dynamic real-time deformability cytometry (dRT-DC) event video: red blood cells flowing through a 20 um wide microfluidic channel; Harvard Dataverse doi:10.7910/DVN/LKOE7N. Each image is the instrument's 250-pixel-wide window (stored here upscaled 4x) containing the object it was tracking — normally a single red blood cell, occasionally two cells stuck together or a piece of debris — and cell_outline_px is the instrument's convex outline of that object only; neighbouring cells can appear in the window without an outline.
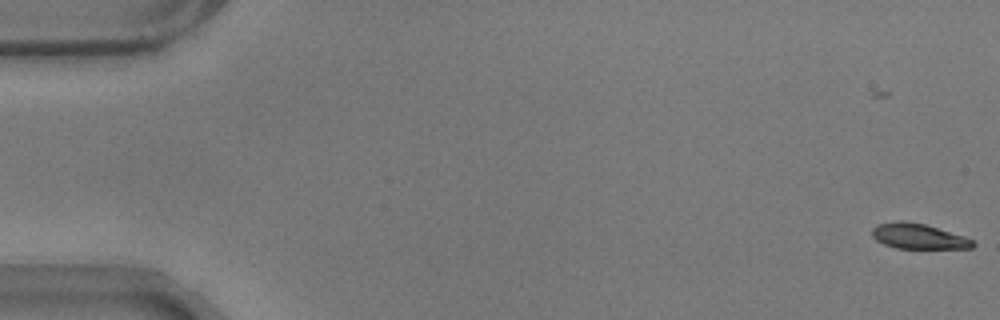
{"species": "common noctule bat (a hibernating species)", "species_latin": "Nyctalus noctula", "temperature_condition": "warm", "stored_images_in_passage": 59, "camera_frame_rate_fps": 3000, "um_per_image_px": 0.085, "animal": {"sex": "male", "body_mass_g": 17.9}, "frame": {"image": 1, "passage_image": 1, "time_ms": 0.0, "image_size_px": [1000, 320], "cell_outline_px": [[976, 244], [972, 248], [896, 248], [884, 244], [876, 240], [872, 236], [872, 228], [876, 224], [900, 220], [924, 224], [964, 236], [972, 240]], "centroid_in_image_um": [78.03, 20.08], "position_along_channel_um": 7.0, "area_um2": 14.74}}
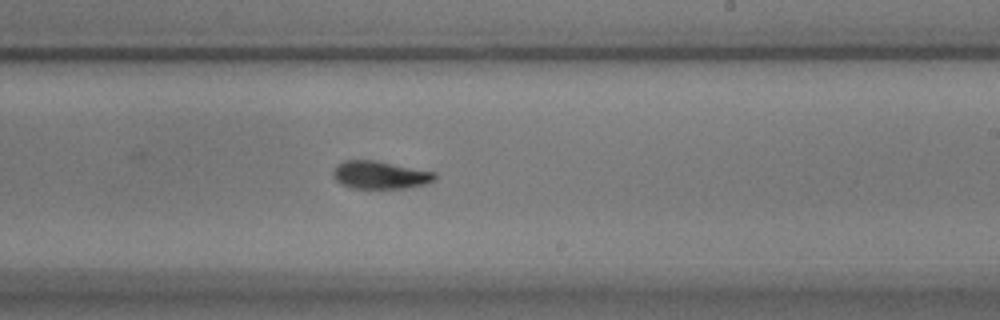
{"frame": {"image": 2, "passage_image": 35, "time_ms": 11.333, "image_size_px": [1000, 320], "cell_outline_px": [[436, 180], [428, 184], [404, 188], [352, 188], [340, 184], [332, 176], [332, 172], [336, 164], [344, 160], [376, 160], [436, 172]], "centroid_in_image_um": [32.3, 14.87], "position_along_channel_um": 256.7, "area_um2": 16.76}}
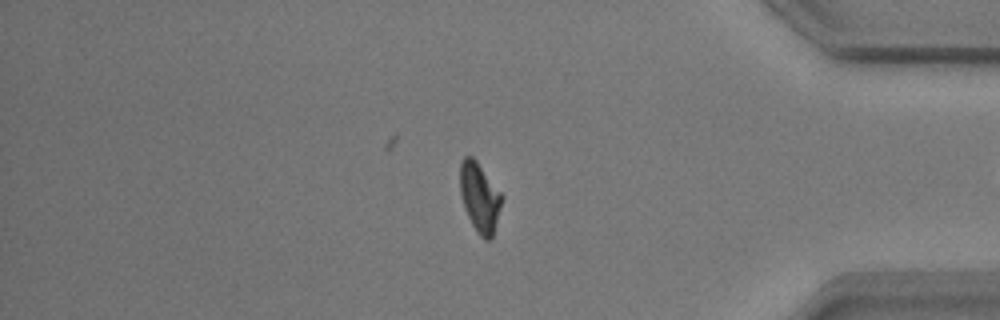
{"frame": {"image": 3, "passage_image": 49, "time_ms": 16.0, "image_size_px": [1000, 320], "cell_outline_px": [[504, 200], [492, 240], [484, 240], [476, 232], [464, 208], [460, 192], [460, 164], [464, 156], [472, 156], [476, 160], [504, 196]], "centroid_in_image_um": [40.8, 16.81], "position_along_channel_um": 394.4, "area_um2": 17.22}, "authors_computed_cell_mechanics": {"area_um2": 16.6464, "velocity_mm_per_s": 3.5284, "shape_relaxation_time_tau1_ms": 4.4587, "shape_relaxation_time_tau2_ms": 2.7924, "deformation_change_tau1": 0.1614, "deformation_change_tau2": 0.0705}}